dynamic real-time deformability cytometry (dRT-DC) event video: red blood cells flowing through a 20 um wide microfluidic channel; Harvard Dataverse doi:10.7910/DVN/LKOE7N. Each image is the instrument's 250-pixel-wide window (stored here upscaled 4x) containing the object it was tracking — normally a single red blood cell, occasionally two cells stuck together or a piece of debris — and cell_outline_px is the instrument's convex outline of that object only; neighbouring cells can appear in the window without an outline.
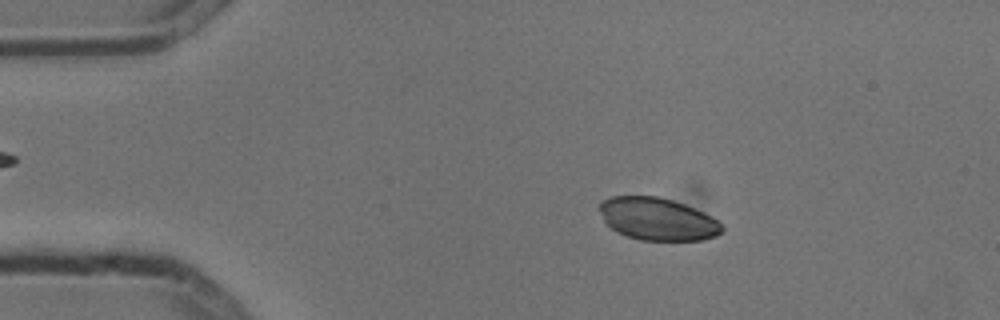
{"species": "common noctule bat (a hibernating species)", "species_latin": "Nyctalus noctula", "temperature_condition": "cold", "stored_images_in_passage": 8, "camera_frame_rate_fps": 3000, "um_per_image_px": 0.085, "animal": {"sex": "male", "body_mass_g": 13.3}, "frame": {"image": 1, "passage_image": 2, "time_ms": 0.333, "image_size_px": [1000, 320], "cell_outline_px": [[724, 232], [716, 236], [704, 240], [640, 240], [616, 232], [604, 220], [600, 212], [600, 204], [604, 200], [612, 196], [656, 196], [672, 200], [684, 204], [704, 212], [724, 224]], "centroid_in_image_um": [55.95, 18.62], "position_along_channel_um": 29.1, "area_um2": 30.35}}
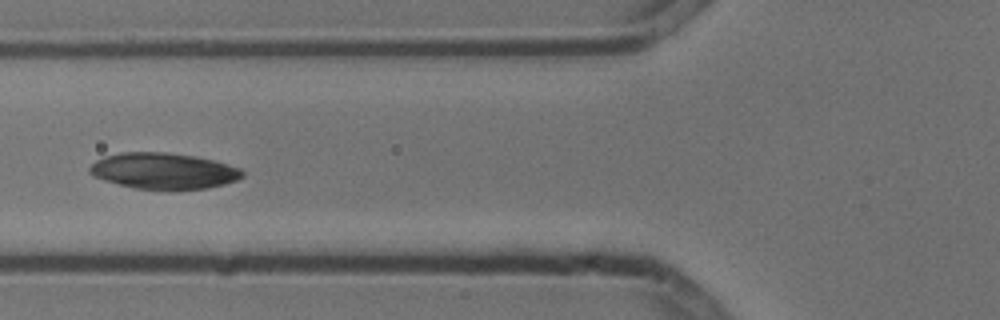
{"frame": {"image": 2, "passage_image": 5, "time_ms": 1.333, "image_size_px": [1000, 320], "cell_outline_px": [[244, 176], [236, 180], [224, 184], [208, 188], [136, 188], [104, 180], [92, 176], [88, 172], [88, 168], [96, 160], [104, 156], [120, 152], [168, 152], [196, 156], [228, 164], [240, 168], [244, 172]], "centroid_in_image_um": [13.88, 14.5], "position_along_channel_um": 111.9, "area_um2": 31.79}}
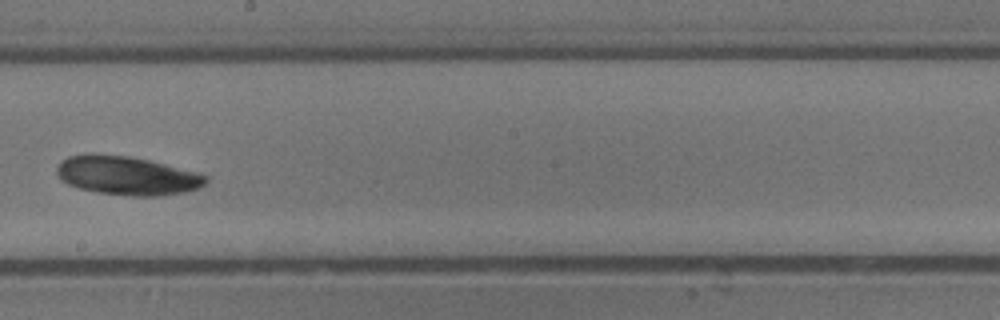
{"frame": {"image": 3, "passage_image": 8, "time_ms": 2.333, "image_size_px": [1000, 320], "cell_outline_px": [[208, 180], [200, 188], [188, 192], [160, 196], [132, 196], [100, 192], [80, 188], [68, 184], [60, 180], [56, 172], [56, 168], [60, 160], [68, 156], [84, 152], [92, 152], [128, 156], [148, 160], [196, 172], [208, 176]], "centroid_in_image_um": [10.76, 14.91], "position_along_channel_um": 237.4, "area_um2": 34.04}}